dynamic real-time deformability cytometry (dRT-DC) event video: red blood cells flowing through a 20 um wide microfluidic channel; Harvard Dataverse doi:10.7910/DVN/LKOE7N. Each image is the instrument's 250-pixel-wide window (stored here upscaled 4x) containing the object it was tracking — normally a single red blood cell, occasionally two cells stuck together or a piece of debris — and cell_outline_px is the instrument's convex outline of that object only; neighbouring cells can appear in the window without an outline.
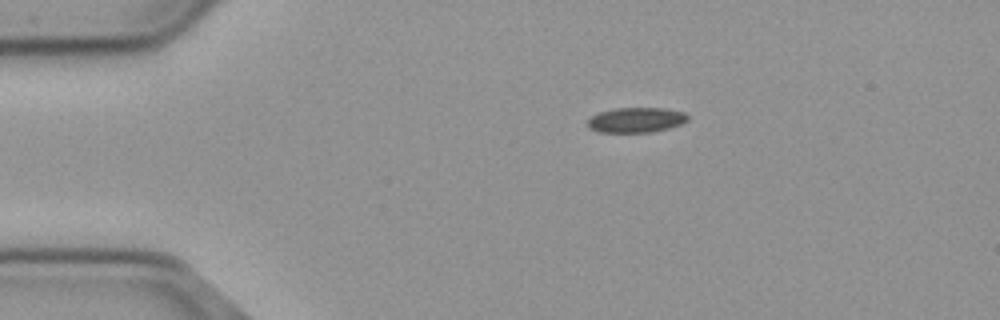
{"species": "common noctule bat (a hibernating species)", "species_latin": "Nyctalus noctula", "temperature_condition": "cold", "stored_images_in_passage": 46, "camera_frame_rate_fps": 3000, "um_per_image_px": 0.085, "animal": {"sex": "male", "body_mass_g": 23.1, "forearm_length_mm": 52.7}, "frame": {"image": 1, "passage_image": 1, "time_ms": 0.0, "image_size_px": [1000, 320], "cell_outline_px": [[688, 120], [680, 124], [668, 128], [652, 132], [600, 132], [588, 128], [588, 120], [592, 116], [600, 112], [616, 108], [664, 108], [684, 112], [688, 116]], "centroid_in_image_um": [54.07, 10.2], "position_along_channel_um": 30.9, "area_um2": 14.51}}
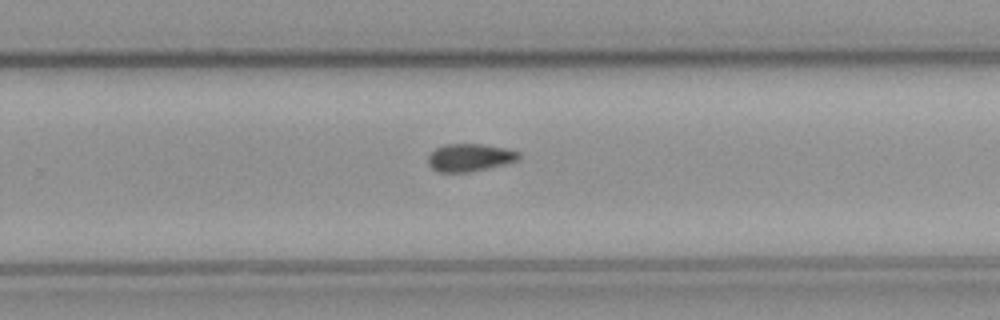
{"frame": {"image": 2, "passage_image": 26, "time_ms": 8.333, "image_size_px": [1000, 320], "cell_outline_px": [[520, 156], [516, 160], [468, 172], [440, 172], [432, 168], [428, 164], [428, 156], [436, 148], [444, 144], [484, 144], [508, 148], [520, 152]], "centroid_in_image_um": [39.9, 13.37], "position_along_channel_um": 289.9, "area_um2": 14.39}}
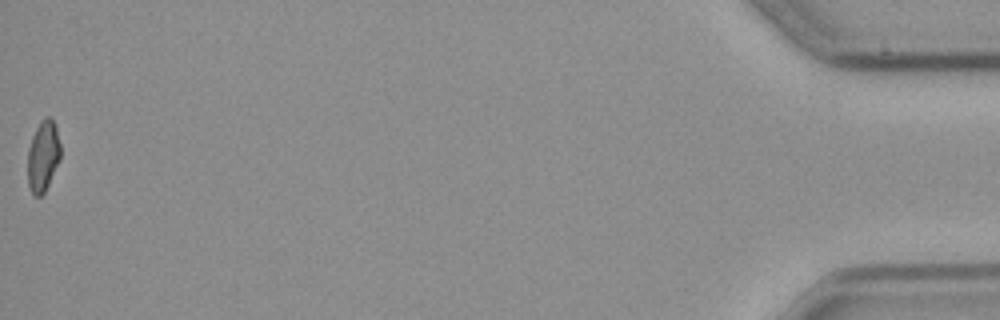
{"frame": {"image": 3, "passage_image": 46, "time_ms": 15.0, "image_size_px": [1000, 320], "cell_outline_px": [[60, 160], [44, 192], [40, 196], [32, 196], [28, 184], [28, 148], [32, 136], [40, 120], [44, 116], [48, 116], [52, 120], [56, 128], [60, 144]], "centroid_in_image_um": [3.65, 13.26], "position_along_channel_um": 431.6, "area_um2": 13.58}}